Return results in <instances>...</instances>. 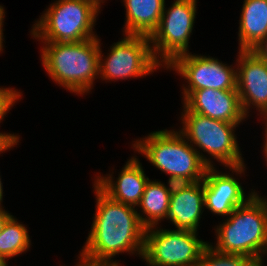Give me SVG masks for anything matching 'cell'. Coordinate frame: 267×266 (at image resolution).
I'll list each match as a JSON object with an SVG mask.
<instances>
[{
  "mask_svg": "<svg viewBox=\"0 0 267 266\" xmlns=\"http://www.w3.org/2000/svg\"><path fill=\"white\" fill-rule=\"evenodd\" d=\"M95 213L90 231L79 255L89 261L121 266L116 255L142 258L146 228L136 207L111 199L94 182Z\"/></svg>",
  "mask_w": 267,
  "mask_h": 266,
  "instance_id": "cell-1",
  "label": "cell"
},
{
  "mask_svg": "<svg viewBox=\"0 0 267 266\" xmlns=\"http://www.w3.org/2000/svg\"><path fill=\"white\" fill-rule=\"evenodd\" d=\"M40 44V61L48 77L72 94H90L99 79L100 37Z\"/></svg>",
  "mask_w": 267,
  "mask_h": 266,
  "instance_id": "cell-2",
  "label": "cell"
},
{
  "mask_svg": "<svg viewBox=\"0 0 267 266\" xmlns=\"http://www.w3.org/2000/svg\"><path fill=\"white\" fill-rule=\"evenodd\" d=\"M222 221L214 226L216 241L209 245L218 252L246 255L264 265L267 257L266 196L256 191Z\"/></svg>",
  "mask_w": 267,
  "mask_h": 266,
  "instance_id": "cell-3",
  "label": "cell"
},
{
  "mask_svg": "<svg viewBox=\"0 0 267 266\" xmlns=\"http://www.w3.org/2000/svg\"><path fill=\"white\" fill-rule=\"evenodd\" d=\"M132 148L147 158L161 172L169 175L170 183L202 181L209 166L198 151L176 129L152 131L132 141Z\"/></svg>",
  "mask_w": 267,
  "mask_h": 266,
  "instance_id": "cell-4",
  "label": "cell"
},
{
  "mask_svg": "<svg viewBox=\"0 0 267 266\" xmlns=\"http://www.w3.org/2000/svg\"><path fill=\"white\" fill-rule=\"evenodd\" d=\"M182 108L179 116L182 127L177 130L198 151L209 167H216L215 160L224 168L245 164L235 134L240 124L202 116L191 112L184 104Z\"/></svg>",
  "mask_w": 267,
  "mask_h": 266,
  "instance_id": "cell-5",
  "label": "cell"
},
{
  "mask_svg": "<svg viewBox=\"0 0 267 266\" xmlns=\"http://www.w3.org/2000/svg\"><path fill=\"white\" fill-rule=\"evenodd\" d=\"M101 8L94 0H54L33 22L30 35L39 42H81L99 37L94 27Z\"/></svg>",
  "mask_w": 267,
  "mask_h": 266,
  "instance_id": "cell-6",
  "label": "cell"
},
{
  "mask_svg": "<svg viewBox=\"0 0 267 266\" xmlns=\"http://www.w3.org/2000/svg\"><path fill=\"white\" fill-rule=\"evenodd\" d=\"M109 53H102L100 40L99 79L107 82L144 78L164 67L154 58L150 38L146 35L122 34Z\"/></svg>",
  "mask_w": 267,
  "mask_h": 266,
  "instance_id": "cell-7",
  "label": "cell"
},
{
  "mask_svg": "<svg viewBox=\"0 0 267 266\" xmlns=\"http://www.w3.org/2000/svg\"><path fill=\"white\" fill-rule=\"evenodd\" d=\"M147 228L142 258L147 266H198L209 244L199 239V232L161 228Z\"/></svg>",
  "mask_w": 267,
  "mask_h": 266,
  "instance_id": "cell-8",
  "label": "cell"
},
{
  "mask_svg": "<svg viewBox=\"0 0 267 266\" xmlns=\"http://www.w3.org/2000/svg\"><path fill=\"white\" fill-rule=\"evenodd\" d=\"M198 0H173L161 16L158 28L150 38L154 58L165 68L177 56L189 53ZM168 8V9H167Z\"/></svg>",
  "mask_w": 267,
  "mask_h": 266,
  "instance_id": "cell-9",
  "label": "cell"
},
{
  "mask_svg": "<svg viewBox=\"0 0 267 266\" xmlns=\"http://www.w3.org/2000/svg\"><path fill=\"white\" fill-rule=\"evenodd\" d=\"M164 70H173L183 78L182 101L199 89L237 90L236 63L229 66L210 55L185 53L177 56Z\"/></svg>",
  "mask_w": 267,
  "mask_h": 266,
  "instance_id": "cell-10",
  "label": "cell"
},
{
  "mask_svg": "<svg viewBox=\"0 0 267 266\" xmlns=\"http://www.w3.org/2000/svg\"><path fill=\"white\" fill-rule=\"evenodd\" d=\"M247 164L237 167H225L223 172L209 167L203 179L205 209L222 218L228 217L238 206L244 204L257 190L244 192L239 177L245 176ZM235 173V174H234ZM235 175V176H234ZM237 177V178H236Z\"/></svg>",
  "mask_w": 267,
  "mask_h": 266,
  "instance_id": "cell-11",
  "label": "cell"
},
{
  "mask_svg": "<svg viewBox=\"0 0 267 266\" xmlns=\"http://www.w3.org/2000/svg\"><path fill=\"white\" fill-rule=\"evenodd\" d=\"M238 51L236 89L243 112L250 118V110L255 108L261 117L267 110V64L251 50Z\"/></svg>",
  "mask_w": 267,
  "mask_h": 266,
  "instance_id": "cell-12",
  "label": "cell"
},
{
  "mask_svg": "<svg viewBox=\"0 0 267 266\" xmlns=\"http://www.w3.org/2000/svg\"><path fill=\"white\" fill-rule=\"evenodd\" d=\"M138 157H129L116 179L113 177L114 171L111 170L112 173L109 174L95 175L94 183L111 199L137 208L149 181Z\"/></svg>",
  "mask_w": 267,
  "mask_h": 266,
  "instance_id": "cell-13",
  "label": "cell"
},
{
  "mask_svg": "<svg viewBox=\"0 0 267 266\" xmlns=\"http://www.w3.org/2000/svg\"><path fill=\"white\" fill-rule=\"evenodd\" d=\"M191 112L233 124L248 120L237 90L199 89L181 101ZM246 119V120H245Z\"/></svg>",
  "mask_w": 267,
  "mask_h": 266,
  "instance_id": "cell-14",
  "label": "cell"
},
{
  "mask_svg": "<svg viewBox=\"0 0 267 266\" xmlns=\"http://www.w3.org/2000/svg\"><path fill=\"white\" fill-rule=\"evenodd\" d=\"M204 210L203 180L173 184L167 220L176 230L198 232Z\"/></svg>",
  "mask_w": 267,
  "mask_h": 266,
  "instance_id": "cell-15",
  "label": "cell"
},
{
  "mask_svg": "<svg viewBox=\"0 0 267 266\" xmlns=\"http://www.w3.org/2000/svg\"><path fill=\"white\" fill-rule=\"evenodd\" d=\"M125 6L123 34L151 36L158 28L165 0H122Z\"/></svg>",
  "mask_w": 267,
  "mask_h": 266,
  "instance_id": "cell-16",
  "label": "cell"
},
{
  "mask_svg": "<svg viewBox=\"0 0 267 266\" xmlns=\"http://www.w3.org/2000/svg\"><path fill=\"white\" fill-rule=\"evenodd\" d=\"M238 29V50L258 45L267 36V0H244Z\"/></svg>",
  "mask_w": 267,
  "mask_h": 266,
  "instance_id": "cell-17",
  "label": "cell"
},
{
  "mask_svg": "<svg viewBox=\"0 0 267 266\" xmlns=\"http://www.w3.org/2000/svg\"><path fill=\"white\" fill-rule=\"evenodd\" d=\"M166 183L167 185L156 179H149L146 183L141 201L136 208L146 229L159 226L164 219L167 220L173 183Z\"/></svg>",
  "mask_w": 267,
  "mask_h": 266,
  "instance_id": "cell-18",
  "label": "cell"
},
{
  "mask_svg": "<svg viewBox=\"0 0 267 266\" xmlns=\"http://www.w3.org/2000/svg\"><path fill=\"white\" fill-rule=\"evenodd\" d=\"M28 231L27 226L12 215L0 233V256L8 261L29 251L32 243Z\"/></svg>",
  "mask_w": 267,
  "mask_h": 266,
  "instance_id": "cell-19",
  "label": "cell"
},
{
  "mask_svg": "<svg viewBox=\"0 0 267 266\" xmlns=\"http://www.w3.org/2000/svg\"><path fill=\"white\" fill-rule=\"evenodd\" d=\"M198 266H265L257 259L231 253H221L209 244L204 249Z\"/></svg>",
  "mask_w": 267,
  "mask_h": 266,
  "instance_id": "cell-20",
  "label": "cell"
},
{
  "mask_svg": "<svg viewBox=\"0 0 267 266\" xmlns=\"http://www.w3.org/2000/svg\"><path fill=\"white\" fill-rule=\"evenodd\" d=\"M22 95V92L16 88L0 86V124L16 102L22 99Z\"/></svg>",
  "mask_w": 267,
  "mask_h": 266,
  "instance_id": "cell-21",
  "label": "cell"
},
{
  "mask_svg": "<svg viewBox=\"0 0 267 266\" xmlns=\"http://www.w3.org/2000/svg\"><path fill=\"white\" fill-rule=\"evenodd\" d=\"M20 138V135L16 133L0 132V155L16 147L20 143Z\"/></svg>",
  "mask_w": 267,
  "mask_h": 266,
  "instance_id": "cell-22",
  "label": "cell"
},
{
  "mask_svg": "<svg viewBox=\"0 0 267 266\" xmlns=\"http://www.w3.org/2000/svg\"><path fill=\"white\" fill-rule=\"evenodd\" d=\"M251 51H253L267 64V36L263 38Z\"/></svg>",
  "mask_w": 267,
  "mask_h": 266,
  "instance_id": "cell-23",
  "label": "cell"
},
{
  "mask_svg": "<svg viewBox=\"0 0 267 266\" xmlns=\"http://www.w3.org/2000/svg\"><path fill=\"white\" fill-rule=\"evenodd\" d=\"M5 8H4V5H0V54L3 53V48H4V43L5 42V37H4V33H3V27H4V20H5Z\"/></svg>",
  "mask_w": 267,
  "mask_h": 266,
  "instance_id": "cell-24",
  "label": "cell"
},
{
  "mask_svg": "<svg viewBox=\"0 0 267 266\" xmlns=\"http://www.w3.org/2000/svg\"><path fill=\"white\" fill-rule=\"evenodd\" d=\"M77 264H75V266H112L109 264H104V263H99V262H93V261H89L83 257H81L80 255L77 256ZM60 266H65V265H60Z\"/></svg>",
  "mask_w": 267,
  "mask_h": 266,
  "instance_id": "cell-25",
  "label": "cell"
},
{
  "mask_svg": "<svg viewBox=\"0 0 267 266\" xmlns=\"http://www.w3.org/2000/svg\"><path fill=\"white\" fill-rule=\"evenodd\" d=\"M4 208L5 206L0 208V233L8 219L12 216V214L9 213V211H6Z\"/></svg>",
  "mask_w": 267,
  "mask_h": 266,
  "instance_id": "cell-26",
  "label": "cell"
},
{
  "mask_svg": "<svg viewBox=\"0 0 267 266\" xmlns=\"http://www.w3.org/2000/svg\"><path fill=\"white\" fill-rule=\"evenodd\" d=\"M262 123H263L264 126H265V127H263V129H264L265 131H264V134H263L264 137L262 138V139H264V140H263L264 142L262 143V144H263V145H262V148H263V151H262V152H263V154H264L263 157L265 158L264 160L266 161L265 163H266V166H267V122H263V121H262Z\"/></svg>",
  "mask_w": 267,
  "mask_h": 266,
  "instance_id": "cell-27",
  "label": "cell"
},
{
  "mask_svg": "<svg viewBox=\"0 0 267 266\" xmlns=\"http://www.w3.org/2000/svg\"><path fill=\"white\" fill-rule=\"evenodd\" d=\"M1 179H2V177H1V174H0V208L3 207L2 203H3V196H4L3 183H2Z\"/></svg>",
  "mask_w": 267,
  "mask_h": 266,
  "instance_id": "cell-28",
  "label": "cell"
},
{
  "mask_svg": "<svg viewBox=\"0 0 267 266\" xmlns=\"http://www.w3.org/2000/svg\"><path fill=\"white\" fill-rule=\"evenodd\" d=\"M0 266H8V261L0 256Z\"/></svg>",
  "mask_w": 267,
  "mask_h": 266,
  "instance_id": "cell-29",
  "label": "cell"
},
{
  "mask_svg": "<svg viewBox=\"0 0 267 266\" xmlns=\"http://www.w3.org/2000/svg\"><path fill=\"white\" fill-rule=\"evenodd\" d=\"M259 118L262 119V121L267 122V110H266V112H265L261 117H259Z\"/></svg>",
  "mask_w": 267,
  "mask_h": 266,
  "instance_id": "cell-30",
  "label": "cell"
},
{
  "mask_svg": "<svg viewBox=\"0 0 267 266\" xmlns=\"http://www.w3.org/2000/svg\"><path fill=\"white\" fill-rule=\"evenodd\" d=\"M97 4H99L101 7L107 0H94Z\"/></svg>",
  "mask_w": 267,
  "mask_h": 266,
  "instance_id": "cell-31",
  "label": "cell"
}]
</instances>
